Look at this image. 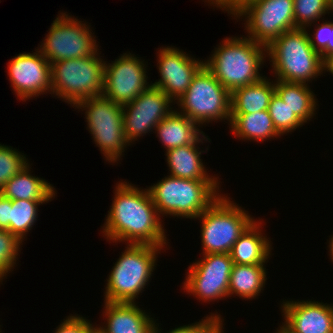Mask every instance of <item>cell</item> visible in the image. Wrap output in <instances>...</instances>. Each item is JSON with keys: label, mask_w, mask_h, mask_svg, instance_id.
Here are the masks:
<instances>
[{"label": "cell", "mask_w": 333, "mask_h": 333, "mask_svg": "<svg viewBox=\"0 0 333 333\" xmlns=\"http://www.w3.org/2000/svg\"><path fill=\"white\" fill-rule=\"evenodd\" d=\"M324 21L316 24L313 35L308 33L312 48L320 53L323 62L333 56V22Z\"/></svg>", "instance_id": "obj_32"}, {"label": "cell", "mask_w": 333, "mask_h": 333, "mask_svg": "<svg viewBox=\"0 0 333 333\" xmlns=\"http://www.w3.org/2000/svg\"><path fill=\"white\" fill-rule=\"evenodd\" d=\"M110 210L101 229L113 243L167 247L165 228L147 188L117 182ZM127 242V243H126Z\"/></svg>", "instance_id": "obj_1"}, {"label": "cell", "mask_w": 333, "mask_h": 333, "mask_svg": "<svg viewBox=\"0 0 333 333\" xmlns=\"http://www.w3.org/2000/svg\"><path fill=\"white\" fill-rule=\"evenodd\" d=\"M219 180H192L165 176L147 187L159 216L195 219L202 214L220 194Z\"/></svg>", "instance_id": "obj_3"}, {"label": "cell", "mask_w": 333, "mask_h": 333, "mask_svg": "<svg viewBox=\"0 0 333 333\" xmlns=\"http://www.w3.org/2000/svg\"><path fill=\"white\" fill-rule=\"evenodd\" d=\"M23 245L14 234L8 230L0 229V282L7 278V274L13 271L14 266L17 265L20 247ZM0 283V284H1Z\"/></svg>", "instance_id": "obj_30"}, {"label": "cell", "mask_w": 333, "mask_h": 333, "mask_svg": "<svg viewBox=\"0 0 333 333\" xmlns=\"http://www.w3.org/2000/svg\"><path fill=\"white\" fill-rule=\"evenodd\" d=\"M275 333H286V332H284L281 328L280 329L278 328Z\"/></svg>", "instance_id": "obj_41"}, {"label": "cell", "mask_w": 333, "mask_h": 333, "mask_svg": "<svg viewBox=\"0 0 333 333\" xmlns=\"http://www.w3.org/2000/svg\"><path fill=\"white\" fill-rule=\"evenodd\" d=\"M244 208L225 194L218 197L197 218L201 226V245L204 254H229L243 232L255 221ZM202 221V222H201Z\"/></svg>", "instance_id": "obj_6"}, {"label": "cell", "mask_w": 333, "mask_h": 333, "mask_svg": "<svg viewBox=\"0 0 333 333\" xmlns=\"http://www.w3.org/2000/svg\"><path fill=\"white\" fill-rule=\"evenodd\" d=\"M268 112L272 118L276 131L282 136L302 127L304 123L292 112L280 97L274 93L268 106Z\"/></svg>", "instance_id": "obj_29"}, {"label": "cell", "mask_w": 333, "mask_h": 333, "mask_svg": "<svg viewBox=\"0 0 333 333\" xmlns=\"http://www.w3.org/2000/svg\"><path fill=\"white\" fill-rule=\"evenodd\" d=\"M179 113L199 126L218 120L231 121V93L203 65L187 91L175 102ZM180 108V109H179Z\"/></svg>", "instance_id": "obj_9"}, {"label": "cell", "mask_w": 333, "mask_h": 333, "mask_svg": "<svg viewBox=\"0 0 333 333\" xmlns=\"http://www.w3.org/2000/svg\"><path fill=\"white\" fill-rule=\"evenodd\" d=\"M67 12H60L51 23L48 34L38 49L51 63L67 59L88 57L99 48L90 29L84 21H79ZM84 22V23H82Z\"/></svg>", "instance_id": "obj_10"}, {"label": "cell", "mask_w": 333, "mask_h": 333, "mask_svg": "<svg viewBox=\"0 0 333 333\" xmlns=\"http://www.w3.org/2000/svg\"><path fill=\"white\" fill-rule=\"evenodd\" d=\"M275 93L304 124L316 115L317 99L308 84L275 80Z\"/></svg>", "instance_id": "obj_25"}, {"label": "cell", "mask_w": 333, "mask_h": 333, "mask_svg": "<svg viewBox=\"0 0 333 333\" xmlns=\"http://www.w3.org/2000/svg\"><path fill=\"white\" fill-rule=\"evenodd\" d=\"M99 52L51 63V95L58 96L73 108L81 100L102 95L105 61Z\"/></svg>", "instance_id": "obj_7"}, {"label": "cell", "mask_w": 333, "mask_h": 333, "mask_svg": "<svg viewBox=\"0 0 333 333\" xmlns=\"http://www.w3.org/2000/svg\"><path fill=\"white\" fill-rule=\"evenodd\" d=\"M296 28H308L313 22H320L325 14L332 13L328 0H293ZM316 21V22H315Z\"/></svg>", "instance_id": "obj_28"}, {"label": "cell", "mask_w": 333, "mask_h": 333, "mask_svg": "<svg viewBox=\"0 0 333 333\" xmlns=\"http://www.w3.org/2000/svg\"><path fill=\"white\" fill-rule=\"evenodd\" d=\"M30 166L29 164L13 176L0 190V193L11 200L51 202L55 198V188L45 179L33 176L30 172Z\"/></svg>", "instance_id": "obj_22"}, {"label": "cell", "mask_w": 333, "mask_h": 333, "mask_svg": "<svg viewBox=\"0 0 333 333\" xmlns=\"http://www.w3.org/2000/svg\"><path fill=\"white\" fill-rule=\"evenodd\" d=\"M275 93V81L263 77L260 81L236 88L231 92V114H250L268 110Z\"/></svg>", "instance_id": "obj_23"}, {"label": "cell", "mask_w": 333, "mask_h": 333, "mask_svg": "<svg viewBox=\"0 0 333 333\" xmlns=\"http://www.w3.org/2000/svg\"><path fill=\"white\" fill-rule=\"evenodd\" d=\"M202 257L190 264L183 282L184 292L205 303L228 298L230 274L234 265L230 254L212 253Z\"/></svg>", "instance_id": "obj_12"}, {"label": "cell", "mask_w": 333, "mask_h": 333, "mask_svg": "<svg viewBox=\"0 0 333 333\" xmlns=\"http://www.w3.org/2000/svg\"><path fill=\"white\" fill-rule=\"evenodd\" d=\"M282 325L286 333H333V304L315 300H283Z\"/></svg>", "instance_id": "obj_17"}, {"label": "cell", "mask_w": 333, "mask_h": 333, "mask_svg": "<svg viewBox=\"0 0 333 333\" xmlns=\"http://www.w3.org/2000/svg\"><path fill=\"white\" fill-rule=\"evenodd\" d=\"M88 333H105L101 328L100 326L95 325L88 331Z\"/></svg>", "instance_id": "obj_39"}, {"label": "cell", "mask_w": 333, "mask_h": 333, "mask_svg": "<svg viewBox=\"0 0 333 333\" xmlns=\"http://www.w3.org/2000/svg\"><path fill=\"white\" fill-rule=\"evenodd\" d=\"M175 104L161 89L150 85L135 100L123 105L124 134L129 143L155 130Z\"/></svg>", "instance_id": "obj_14"}, {"label": "cell", "mask_w": 333, "mask_h": 333, "mask_svg": "<svg viewBox=\"0 0 333 333\" xmlns=\"http://www.w3.org/2000/svg\"><path fill=\"white\" fill-rule=\"evenodd\" d=\"M26 155L11 146L0 144V190L16 174L21 172L28 163Z\"/></svg>", "instance_id": "obj_31"}, {"label": "cell", "mask_w": 333, "mask_h": 333, "mask_svg": "<svg viewBox=\"0 0 333 333\" xmlns=\"http://www.w3.org/2000/svg\"><path fill=\"white\" fill-rule=\"evenodd\" d=\"M9 81L17 99L52 93L51 64L37 48L33 53H19L8 62Z\"/></svg>", "instance_id": "obj_15"}, {"label": "cell", "mask_w": 333, "mask_h": 333, "mask_svg": "<svg viewBox=\"0 0 333 333\" xmlns=\"http://www.w3.org/2000/svg\"><path fill=\"white\" fill-rule=\"evenodd\" d=\"M221 318L218 312L211 313V315L205 316V319H201L199 322L177 327L167 333H217L224 325V319ZM158 327L159 324L155 323L153 333H161V329Z\"/></svg>", "instance_id": "obj_33"}, {"label": "cell", "mask_w": 333, "mask_h": 333, "mask_svg": "<svg viewBox=\"0 0 333 333\" xmlns=\"http://www.w3.org/2000/svg\"><path fill=\"white\" fill-rule=\"evenodd\" d=\"M222 329H224V327H222L217 333H224Z\"/></svg>", "instance_id": "obj_42"}, {"label": "cell", "mask_w": 333, "mask_h": 333, "mask_svg": "<svg viewBox=\"0 0 333 333\" xmlns=\"http://www.w3.org/2000/svg\"><path fill=\"white\" fill-rule=\"evenodd\" d=\"M90 320H87L80 315H69L66 319H63L60 325L56 327L54 333H88L93 327Z\"/></svg>", "instance_id": "obj_34"}, {"label": "cell", "mask_w": 333, "mask_h": 333, "mask_svg": "<svg viewBox=\"0 0 333 333\" xmlns=\"http://www.w3.org/2000/svg\"><path fill=\"white\" fill-rule=\"evenodd\" d=\"M198 127L201 126L175 109L156 125L154 132L167 151L196 142L204 134Z\"/></svg>", "instance_id": "obj_21"}, {"label": "cell", "mask_w": 333, "mask_h": 333, "mask_svg": "<svg viewBox=\"0 0 333 333\" xmlns=\"http://www.w3.org/2000/svg\"><path fill=\"white\" fill-rule=\"evenodd\" d=\"M108 276L104 301L135 303L156 269V259L164 247L126 244Z\"/></svg>", "instance_id": "obj_5"}, {"label": "cell", "mask_w": 333, "mask_h": 333, "mask_svg": "<svg viewBox=\"0 0 333 333\" xmlns=\"http://www.w3.org/2000/svg\"><path fill=\"white\" fill-rule=\"evenodd\" d=\"M103 308L106 326L102 325L100 328L105 333H153L156 320L154 321L145 310L140 309L136 302L104 301Z\"/></svg>", "instance_id": "obj_18"}, {"label": "cell", "mask_w": 333, "mask_h": 333, "mask_svg": "<svg viewBox=\"0 0 333 333\" xmlns=\"http://www.w3.org/2000/svg\"><path fill=\"white\" fill-rule=\"evenodd\" d=\"M228 125L234 136L244 141L264 142L281 136L276 131L268 110L250 114H231Z\"/></svg>", "instance_id": "obj_24"}, {"label": "cell", "mask_w": 333, "mask_h": 333, "mask_svg": "<svg viewBox=\"0 0 333 333\" xmlns=\"http://www.w3.org/2000/svg\"><path fill=\"white\" fill-rule=\"evenodd\" d=\"M307 31H286L266 47L275 80L308 84L324 73V62L312 48Z\"/></svg>", "instance_id": "obj_4"}, {"label": "cell", "mask_w": 333, "mask_h": 333, "mask_svg": "<svg viewBox=\"0 0 333 333\" xmlns=\"http://www.w3.org/2000/svg\"><path fill=\"white\" fill-rule=\"evenodd\" d=\"M329 245H328V248H329V255H330V257H331V261L333 262V235H331V238H330V240H329Z\"/></svg>", "instance_id": "obj_38"}, {"label": "cell", "mask_w": 333, "mask_h": 333, "mask_svg": "<svg viewBox=\"0 0 333 333\" xmlns=\"http://www.w3.org/2000/svg\"><path fill=\"white\" fill-rule=\"evenodd\" d=\"M328 3H329L330 10L333 13V0H328Z\"/></svg>", "instance_id": "obj_40"}, {"label": "cell", "mask_w": 333, "mask_h": 333, "mask_svg": "<svg viewBox=\"0 0 333 333\" xmlns=\"http://www.w3.org/2000/svg\"><path fill=\"white\" fill-rule=\"evenodd\" d=\"M49 201L12 200L10 232L24 242L38 218V206Z\"/></svg>", "instance_id": "obj_27"}, {"label": "cell", "mask_w": 333, "mask_h": 333, "mask_svg": "<svg viewBox=\"0 0 333 333\" xmlns=\"http://www.w3.org/2000/svg\"><path fill=\"white\" fill-rule=\"evenodd\" d=\"M10 209H12V200L5 198L0 193V229L10 232Z\"/></svg>", "instance_id": "obj_36"}, {"label": "cell", "mask_w": 333, "mask_h": 333, "mask_svg": "<svg viewBox=\"0 0 333 333\" xmlns=\"http://www.w3.org/2000/svg\"><path fill=\"white\" fill-rule=\"evenodd\" d=\"M262 221H254L232 246L230 257L234 264H265L271 256L272 244L262 233ZM269 239V240H268Z\"/></svg>", "instance_id": "obj_20"}, {"label": "cell", "mask_w": 333, "mask_h": 333, "mask_svg": "<svg viewBox=\"0 0 333 333\" xmlns=\"http://www.w3.org/2000/svg\"><path fill=\"white\" fill-rule=\"evenodd\" d=\"M160 79L151 85L161 89L175 103L187 91L194 75L204 65L177 47H160L157 52Z\"/></svg>", "instance_id": "obj_16"}, {"label": "cell", "mask_w": 333, "mask_h": 333, "mask_svg": "<svg viewBox=\"0 0 333 333\" xmlns=\"http://www.w3.org/2000/svg\"><path fill=\"white\" fill-rule=\"evenodd\" d=\"M221 43L204 65L230 93L265 77L259 72L267 57L264 45L245 36L226 37Z\"/></svg>", "instance_id": "obj_2"}, {"label": "cell", "mask_w": 333, "mask_h": 333, "mask_svg": "<svg viewBox=\"0 0 333 333\" xmlns=\"http://www.w3.org/2000/svg\"><path fill=\"white\" fill-rule=\"evenodd\" d=\"M323 71L325 73L327 71L333 75V56L324 61Z\"/></svg>", "instance_id": "obj_37"}, {"label": "cell", "mask_w": 333, "mask_h": 333, "mask_svg": "<svg viewBox=\"0 0 333 333\" xmlns=\"http://www.w3.org/2000/svg\"><path fill=\"white\" fill-rule=\"evenodd\" d=\"M265 266V264H234L229 280V297L235 294L239 298L252 300L260 296L267 280Z\"/></svg>", "instance_id": "obj_26"}, {"label": "cell", "mask_w": 333, "mask_h": 333, "mask_svg": "<svg viewBox=\"0 0 333 333\" xmlns=\"http://www.w3.org/2000/svg\"><path fill=\"white\" fill-rule=\"evenodd\" d=\"M74 107L85 111L87 129L105 160L115 163L122 159L125 148L131 145L124 134L123 105L100 95L81 100Z\"/></svg>", "instance_id": "obj_8"}, {"label": "cell", "mask_w": 333, "mask_h": 333, "mask_svg": "<svg viewBox=\"0 0 333 333\" xmlns=\"http://www.w3.org/2000/svg\"><path fill=\"white\" fill-rule=\"evenodd\" d=\"M244 20L247 37L268 47L286 31L296 29L293 0H254L234 15Z\"/></svg>", "instance_id": "obj_11"}, {"label": "cell", "mask_w": 333, "mask_h": 333, "mask_svg": "<svg viewBox=\"0 0 333 333\" xmlns=\"http://www.w3.org/2000/svg\"><path fill=\"white\" fill-rule=\"evenodd\" d=\"M208 140L205 133L193 144L169 149L166 152V161L169 167V175L192 180H218L219 177L209 176L199 150V144Z\"/></svg>", "instance_id": "obj_19"}, {"label": "cell", "mask_w": 333, "mask_h": 333, "mask_svg": "<svg viewBox=\"0 0 333 333\" xmlns=\"http://www.w3.org/2000/svg\"><path fill=\"white\" fill-rule=\"evenodd\" d=\"M254 0H207L210 6L217 7L222 11L227 12L233 17L237 12H239L246 4Z\"/></svg>", "instance_id": "obj_35"}, {"label": "cell", "mask_w": 333, "mask_h": 333, "mask_svg": "<svg viewBox=\"0 0 333 333\" xmlns=\"http://www.w3.org/2000/svg\"><path fill=\"white\" fill-rule=\"evenodd\" d=\"M134 55L123 53L112 63L105 61L102 95L114 103L132 102L151 85L145 60Z\"/></svg>", "instance_id": "obj_13"}]
</instances>
